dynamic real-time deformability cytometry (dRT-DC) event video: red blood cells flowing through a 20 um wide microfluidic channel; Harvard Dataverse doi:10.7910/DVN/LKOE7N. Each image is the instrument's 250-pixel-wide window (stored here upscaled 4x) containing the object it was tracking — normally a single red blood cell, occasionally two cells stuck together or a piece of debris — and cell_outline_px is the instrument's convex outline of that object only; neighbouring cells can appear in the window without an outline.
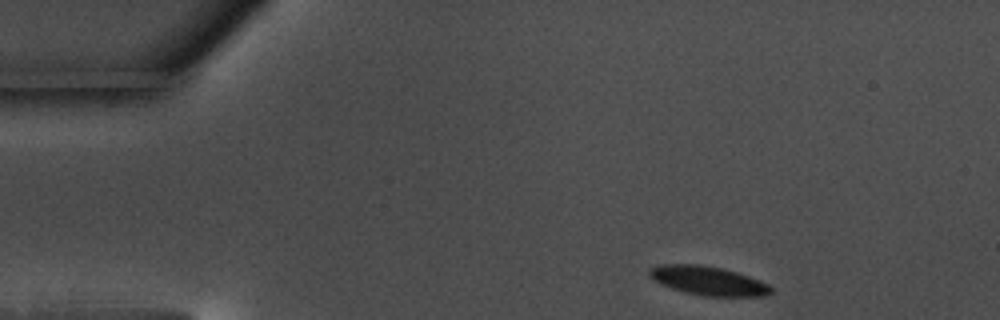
{"species": "common noctule bat (a hibernating species)", "species_latin": "Nyctalus noctula", "temperature_condition": "warm", "stored_images_in_passage": 51, "camera_frame_rate_fps": 3000, "um_per_image_px": 0.085, "animal": {"sex": "male", "body_mass_g": 17.5, "forearm_length_mm": 52.3}, "frame": {"image": 1, "passage_image": 1, "time_ms": 0.0, "image_size_px": [1000, 320], "cell_outline_px": [[772, 292], [764, 296], [704, 296], [684, 292], [660, 284], [648, 276], [648, 272], [652, 268], [664, 264], [696, 264], [724, 268], [760, 280], [768, 284], [772, 288]], "centroid_in_image_um": [60.2, 23.86], "position_along_channel_um": 24.8, "area_um2": 20.46}}
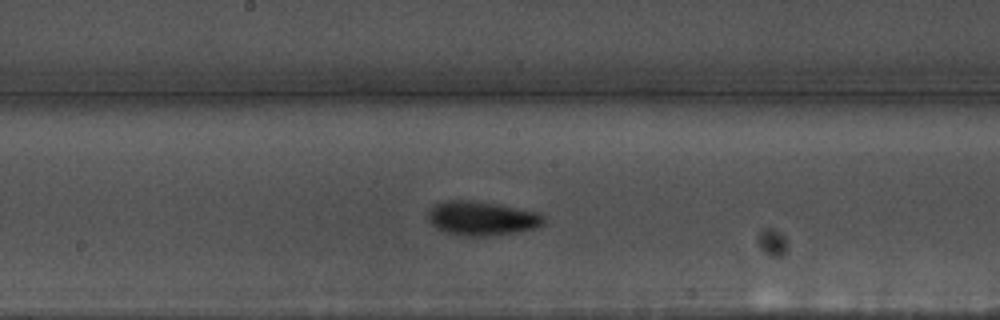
{"frame": {"image": 2, "passage_image": 23, "time_ms": 7.333, "image_size_px": [1000, 320], "cell_outline_px": [[544, 224], [536, 228], [520, 232], [484, 236], [460, 236], [436, 228], [428, 220], [428, 212], [436, 204], [448, 200], [468, 200], [496, 204], [516, 208], [532, 212], [544, 216]], "centroid_in_image_um": [40.94, 18.57], "position_along_channel_um": 207.3, "area_um2": 22.72}}
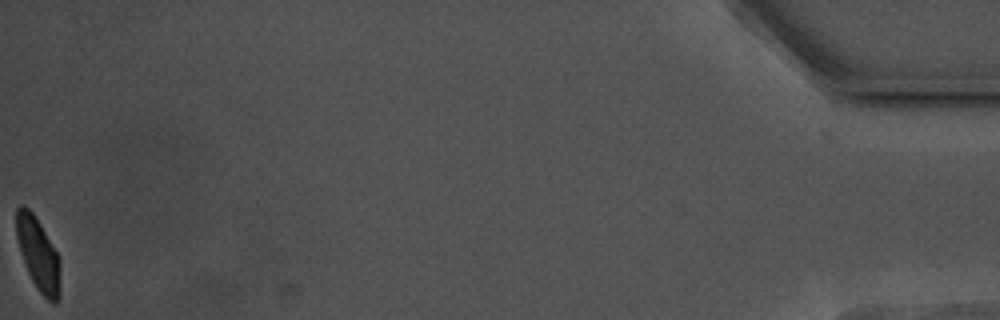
{"frame": {"image": 3, "passage_image": 51, "time_ms": 16.667, "image_size_px": [1000, 320], "cell_outline_px": [[60, 296], [56, 304], [52, 304], [36, 288], [28, 272], [16, 236], [16, 208], [20, 204], [24, 204], [32, 212], [40, 224], [56, 252], [60, 260]], "centroid_in_image_um": [3.26, 21.62], "position_along_channel_um": 431.9, "area_um2": 18.5}, "authors_computed_cell_mechanics": {"area_um2": 20.7502, "velocity_mm_per_s": 3.4955, "shape_relaxation_time_tau1_ms": 2.848, "shape_relaxation_time_tau2_ms": 1.732, "deformation_change_tau1": 0.1208, "deformation_change_tau2": 0.0598}}